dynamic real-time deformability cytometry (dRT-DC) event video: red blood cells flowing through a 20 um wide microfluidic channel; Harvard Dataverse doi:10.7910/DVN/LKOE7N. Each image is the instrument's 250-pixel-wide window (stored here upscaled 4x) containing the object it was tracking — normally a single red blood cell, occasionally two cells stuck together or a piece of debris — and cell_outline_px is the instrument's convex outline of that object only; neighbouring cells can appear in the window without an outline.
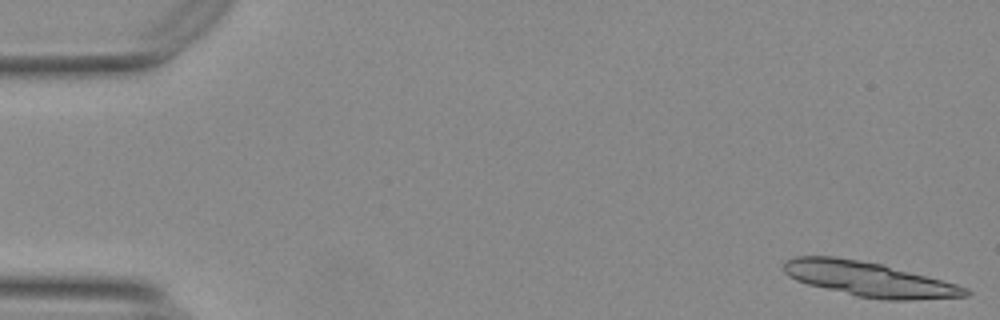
{"species": "Egyptian fruit bat (a non-hibernating species)", "species_latin": "Rousettus aegyptiacus", "temperature_condition": "warm", "stored_images_in_passage": 15, "camera_frame_rate_fps": 3000, "um_per_image_px": 0.085, "animal": {"sex": "female"}, "frame": {"image": 1, "passage_image": 1, "time_ms": 0.0, "image_size_px": [1000, 320], "cell_outline_px": [[972, 292], [968, 296], [908, 300], [888, 300], [856, 296], [808, 284], [796, 280], [788, 276], [784, 272], [784, 264], [788, 260], [796, 256], [836, 256], [880, 264], [956, 284], [968, 288]], "centroid_in_image_um": [73.86, 23.73], "position_along_channel_um": 11.1, "area_um2": 36.18}}